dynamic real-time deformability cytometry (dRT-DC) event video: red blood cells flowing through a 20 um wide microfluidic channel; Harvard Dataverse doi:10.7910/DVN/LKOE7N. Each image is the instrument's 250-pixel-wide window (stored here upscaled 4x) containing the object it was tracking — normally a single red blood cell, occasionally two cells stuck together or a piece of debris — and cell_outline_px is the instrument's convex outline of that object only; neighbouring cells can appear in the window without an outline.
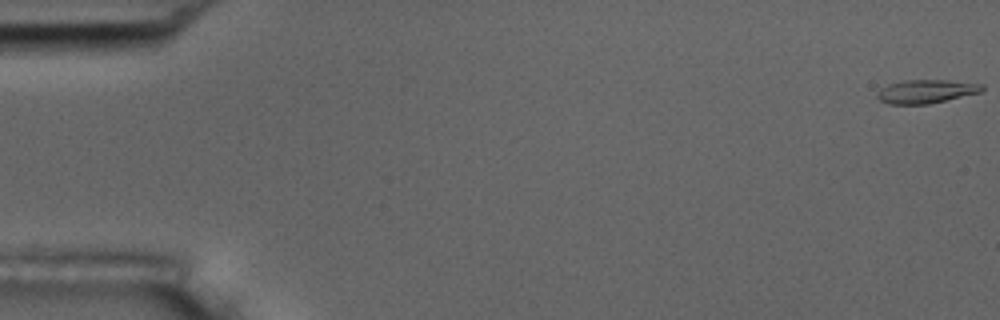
{"species": "common noctule bat (a hibernating species)", "species_latin": "Nyctalus noctula", "temperature_condition": "room temperature", "stored_images_in_passage": 5, "camera_frame_rate_fps": 3000, "um_per_image_px": 0.085, "animal": {"sex": "male", "body_mass_g": 17.5, "forearm_length_mm": 52.3}, "frame": {"image": 1, "passage_image": 1, "time_ms": 0.0, "image_size_px": [1000, 320], "cell_outline_px": [[984, 88], [980, 92], [928, 104], [888, 104], [880, 100], [876, 96], [876, 92], [888, 84], [904, 80], [948, 80], [984, 84]], "centroid_in_image_um": [78.7, 7.76], "position_along_channel_um": 6.3, "area_um2": 14.33}}
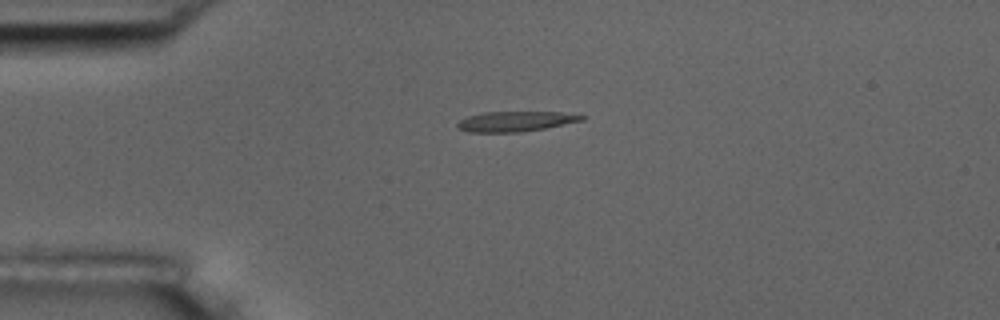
{"frame": {"image": 2, "passage_image": 4, "time_ms": 4.333, "image_size_px": [1000, 320], "cell_outline_px": [[588, 116], [584, 120], [544, 128], [520, 132], [468, 132], [460, 128], [456, 124], [460, 120], [468, 116], [484, 112], [560, 112]], "centroid_in_image_um": [43.84, 10.31], "position_along_channel_um": 41.2, "area_um2": 14.45}}